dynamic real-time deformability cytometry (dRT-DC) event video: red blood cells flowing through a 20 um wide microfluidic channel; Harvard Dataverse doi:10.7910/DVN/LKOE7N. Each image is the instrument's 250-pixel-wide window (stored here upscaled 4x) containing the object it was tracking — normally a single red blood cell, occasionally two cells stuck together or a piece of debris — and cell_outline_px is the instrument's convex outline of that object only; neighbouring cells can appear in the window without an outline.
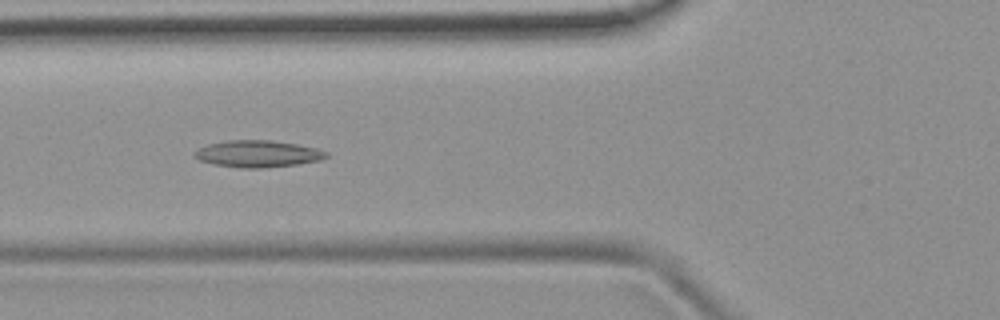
{"species": "common noctule bat (a hibernating species)", "species_latin": "Nyctalus noctula", "temperature_condition": "room temperature", "stored_images_in_passage": 42, "camera_frame_rate_fps": 3000, "um_per_image_px": 0.085, "animal": {"sex": "female", "body_mass_g": 19.9}, "frame": {"image": 1, "passage_image": 10, "time_ms": 3.0, "image_size_px": [1000, 320], "cell_outline_px": [[328, 156], [320, 160], [296, 164], [264, 168], [240, 168], [212, 164], [200, 160], [192, 156], [192, 152], [208, 144], [228, 140], [272, 140], [296, 144], [316, 148], [328, 152]], "centroid_in_image_um": [21.88, 13.07], "position_along_channel_um": 103.9, "area_um2": 20.63}}
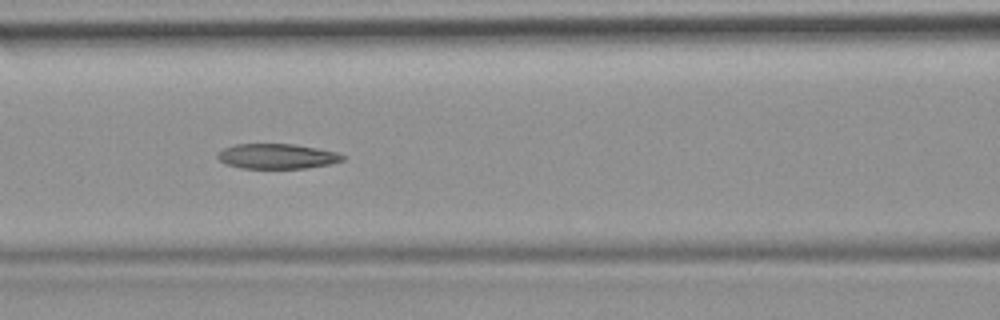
{"frame": {"image": 2, "passage_image": 13, "time_ms": 4.0, "image_size_px": [1000, 320], "cell_outline_px": [[344, 160], [332, 164], [308, 168], [240, 168], [228, 164], [220, 160], [216, 156], [224, 148], [236, 144], [296, 144], [336, 152], [344, 156]], "centroid_in_image_um": [23.58, 13.28], "position_along_channel_um": 143.0, "area_um2": 18.15}}
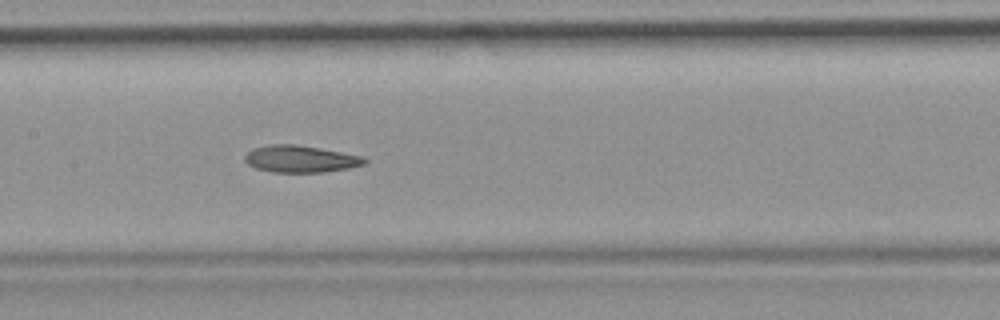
{"frame": {"image": 3, "passage_image": 16, "time_ms": 5.0, "image_size_px": [1000, 320], "cell_outline_px": [[368, 160], [364, 164], [348, 168], [324, 172], [272, 172], [256, 168], [248, 164], [244, 160], [244, 156], [252, 148], [268, 144], [296, 144], [320, 148], [364, 156]], "centroid_in_image_um": [25.53, 13.5], "position_along_channel_um": 181.9, "area_um2": 18.9}, "authors_computed_cell_mechanics": {"area_um2": 19.1607, "velocity_mm_per_s": 3.8922, "shape_relaxation_time_tau1_ms": 9.3282, "shape_relaxation_time_tau2_ms": 4.9381, "deformation_change_tau1": 0.2034, "deformation_change_tau2": 0.1435}}